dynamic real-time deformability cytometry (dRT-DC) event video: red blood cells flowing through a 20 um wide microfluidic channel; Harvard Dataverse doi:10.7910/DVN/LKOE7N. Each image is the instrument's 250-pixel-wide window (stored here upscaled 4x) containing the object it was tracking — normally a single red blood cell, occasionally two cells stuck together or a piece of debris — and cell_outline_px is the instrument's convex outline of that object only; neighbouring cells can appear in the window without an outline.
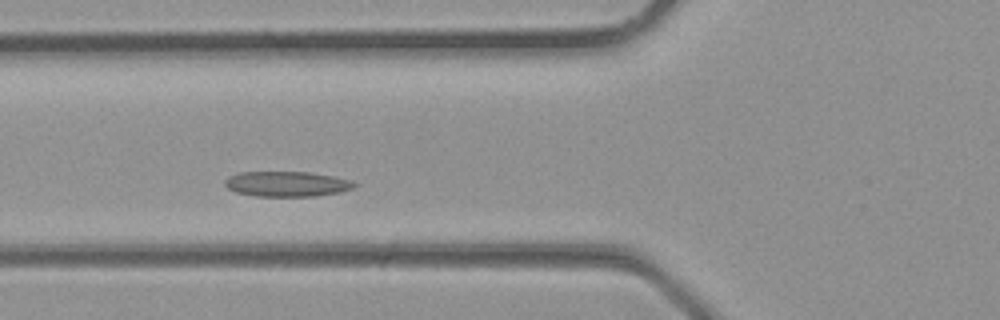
{"species": "common noctule bat (a hibernating species)", "species_latin": "Nyctalus noctula", "temperature_condition": "room temperature", "stored_images_in_passage": 23, "camera_frame_rate_fps": 3000, "um_per_image_px": 0.085, "animal": {"sex": "male", "body_mass_g": 23.1, "forearm_length_mm": 52.7}, "frame": {"image": 1, "passage_image": 6, "time_ms": 1.667, "image_size_px": [1000, 320], "cell_outline_px": [[360, 184], [352, 188], [340, 192], [316, 196], [256, 196], [236, 192], [228, 188], [224, 184], [224, 180], [228, 176], [240, 172], [308, 172], [332, 176], [352, 180]], "centroid_in_image_um": [24.39, 15.63], "position_along_channel_um": 101.4, "area_um2": 19.07}}
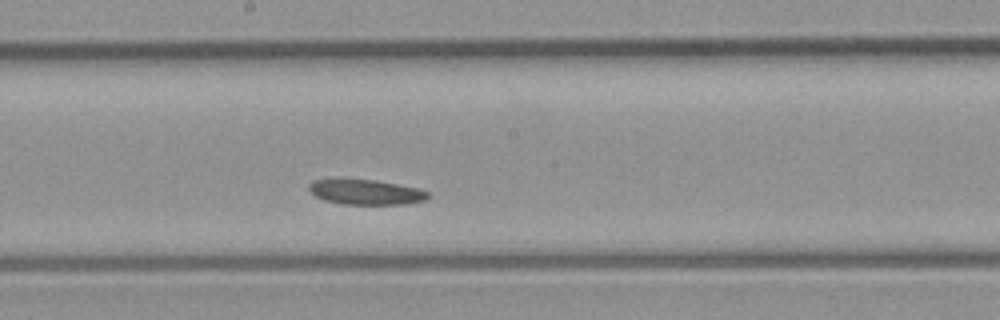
{"frame": {"image": 2, "passage_image": 12, "time_ms": 3.667, "image_size_px": [1000, 320], "cell_outline_px": [[428, 196], [424, 200], [404, 204], [344, 204], [324, 200], [316, 196], [308, 188], [308, 184], [312, 180], [372, 180], [420, 188], [428, 192]], "centroid_in_image_um": [31.1, 16.33], "position_along_channel_um": 217.1, "area_um2": 16.99}}
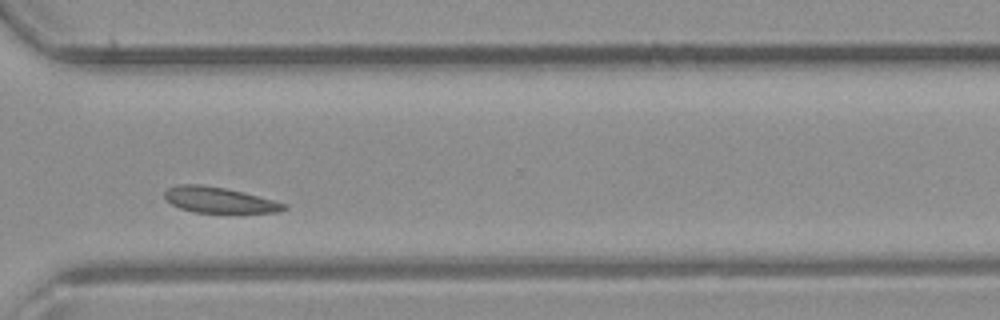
{"frame": {"image": 3, "passage_image": 19, "time_ms": 6.0, "image_size_px": [1000, 320], "cell_outline_px": [[288, 208], [280, 212], [192, 212], [180, 208], [164, 200], [164, 192], [168, 188], [180, 184], [200, 184], [224, 188], [244, 192], [288, 204]], "centroid_in_image_um": [18.61, 16.99], "position_along_channel_um": 352.0, "area_um2": 17.86}}